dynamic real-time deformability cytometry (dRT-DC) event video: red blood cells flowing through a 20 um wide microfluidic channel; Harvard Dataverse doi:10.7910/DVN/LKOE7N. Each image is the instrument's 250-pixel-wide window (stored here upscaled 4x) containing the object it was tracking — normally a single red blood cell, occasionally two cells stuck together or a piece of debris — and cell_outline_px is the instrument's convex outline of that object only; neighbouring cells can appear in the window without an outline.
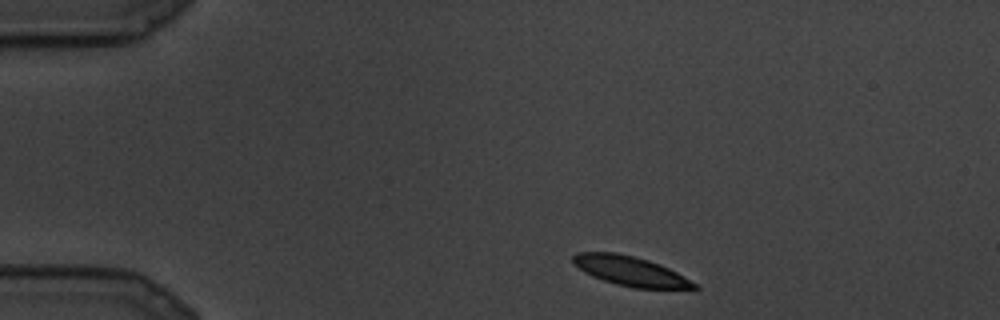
{"species": "common noctule bat (a hibernating species)", "species_latin": "Nyctalus noctula", "temperature_condition": "cold", "stored_images_in_passage": 9, "camera_frame_rate_fps": 3000, "um_per_image_px": 0.085, "animal": {"sex": "male", "body_mass_g": 19.5, "forearm_length_mm": 54.6}, "frame": {"image": 1, "passage_image": 1, "time_ms": 0.0, "image_size_px": [1000, 320], "cell_outline_px": [[700, 288], [632, 288], [616, 284], [592, 276], [584, 272], [572, 260], [572, 256], [576, 252], [616, 252], [648, 260], [660, 264], [676, 272], [696, 284]], "centroid_in_image_um": [53.54, 23.03], "position_along_channel_um": 31.5, "area_um2": 20.52}}
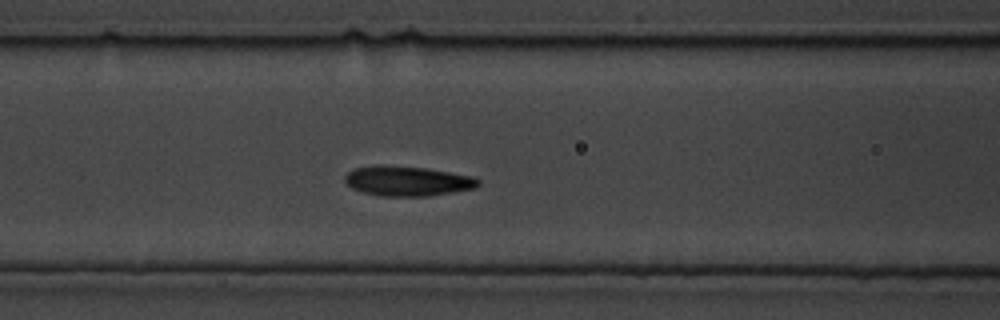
{"frame": {"image": 2, "passage_image": 7, "time_ms": 2.0, "image_size_px": [1000, 320], "cell_outline_px": [[480, 184], [476, 188], [428, 196], [380, 196], [364, 192], [352, 188], [344, 180], [344, 176], [352, 168], [380, 164], [384, 164], [424, 168], [472, 176], [480, 180]], "centroid_in_image_um": [34.6, 15.38], "position_along_channel_um": 132.0, "area_um2": 23.29}}
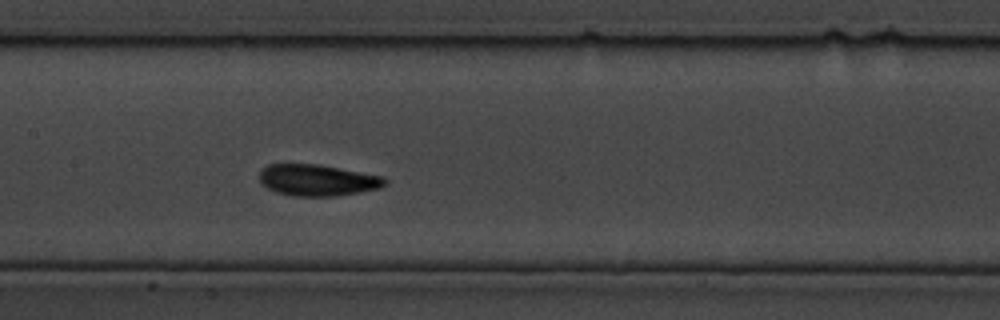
{"frame": {"image": 3, "passage_image": 9, "time_ms": 2.667, "image_size_px": [1000, 320], "cell_outline_px": [[388, 180], [380, 188], [360, 192], [336, 196], [292, 196], [276, 192], [260, 184], [260, 172], [268, 164], [320, 164], [384, 176]], "centroid_in_image_um": [27.0, 15.31], "position_along_channel_um": 180.4, "area_um2": 23.12}}